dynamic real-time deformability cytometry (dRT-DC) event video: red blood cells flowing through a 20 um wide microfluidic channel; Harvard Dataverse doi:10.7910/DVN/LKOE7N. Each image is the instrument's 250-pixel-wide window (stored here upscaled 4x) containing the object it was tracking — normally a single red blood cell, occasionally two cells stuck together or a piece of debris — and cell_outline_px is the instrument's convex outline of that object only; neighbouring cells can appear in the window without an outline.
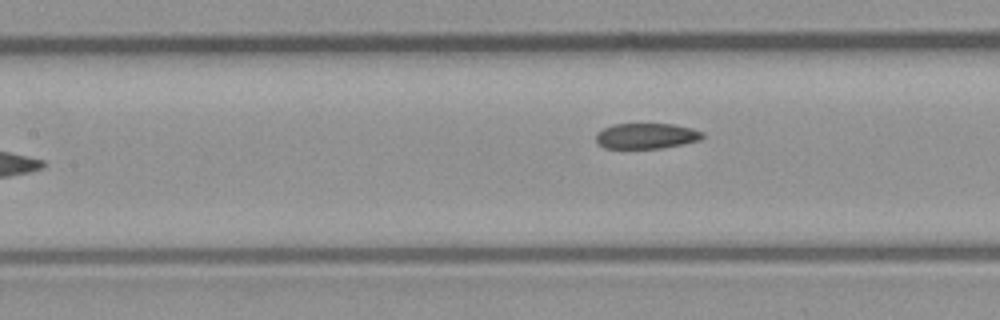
{"species": "common noctule bat (a hibernating species)", "species_latin": "Nyctalus noctula", "temperature_condition": "room temperature", "stored_images_in_passage": 9, "camera_frame_rate_fps": 3000, "um_per_image_px": 0.085, "animal": {"sex": "male", "body_mass_g": 23.1, "forearm_length_mm": 52.7}, "frame": {"image": 1, "passage_image": 9, "time_ms": 9.333, "image_size_px": [1000, 320], "cell_outline_px": [[704, 136], [700, 140], [684, 144], [664, 148], [604, 148], [596, 140], [596, 132], [612, 124], [672, 124], [692, 128], [704, 132]], "centroid_in_image_um": [54.96, 11.55], "position_along_channel_um": 152.4, "area_um2": 15.95}}